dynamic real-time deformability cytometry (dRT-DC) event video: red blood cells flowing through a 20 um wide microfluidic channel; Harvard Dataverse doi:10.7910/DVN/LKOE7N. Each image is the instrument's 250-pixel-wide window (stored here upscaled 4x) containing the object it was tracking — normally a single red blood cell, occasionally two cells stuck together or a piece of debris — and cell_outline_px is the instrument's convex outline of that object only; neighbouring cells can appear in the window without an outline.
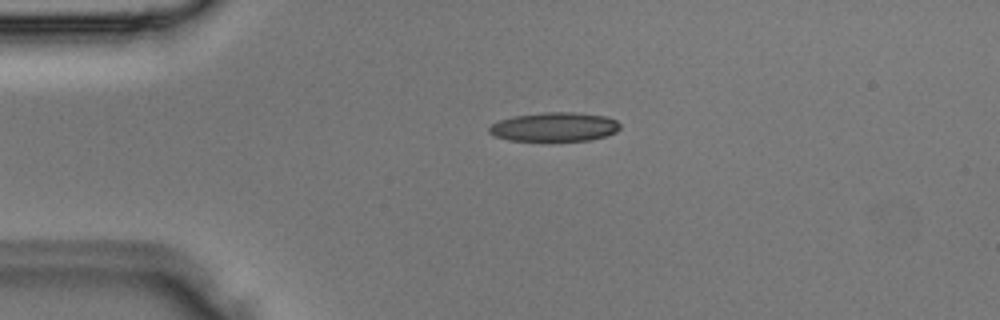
{"species": "Egyptian fruit bat (a non-hibernating species)", "species_latin": "Rousettus aegyptiacus", "temperature_condition": "room temperature", "stored_images_in_passage": 2, "camera_frame_rate_fps": 3000, "um_per_image_px": 0.085, "animal": {"sex": "male"}, "frame": {"image": 1, "passage_image": 1, "time_ms": 0.0, "image_size_px": [1000, 320], "cell_outline_px": [[620, 128], [616, 132], [604, 136], [588, 140], [508, 140], [496, 136], [488, 132], [488, 128], [492, 124], [500, 120], [512, 116], [544, 112], [572, 112], [608, 116], [616, 120], [620, 124]], "centroid_in_image_um": [47.13, 10.77], "position_along_channel_um": 37.9, "area_um2": 22.02}}